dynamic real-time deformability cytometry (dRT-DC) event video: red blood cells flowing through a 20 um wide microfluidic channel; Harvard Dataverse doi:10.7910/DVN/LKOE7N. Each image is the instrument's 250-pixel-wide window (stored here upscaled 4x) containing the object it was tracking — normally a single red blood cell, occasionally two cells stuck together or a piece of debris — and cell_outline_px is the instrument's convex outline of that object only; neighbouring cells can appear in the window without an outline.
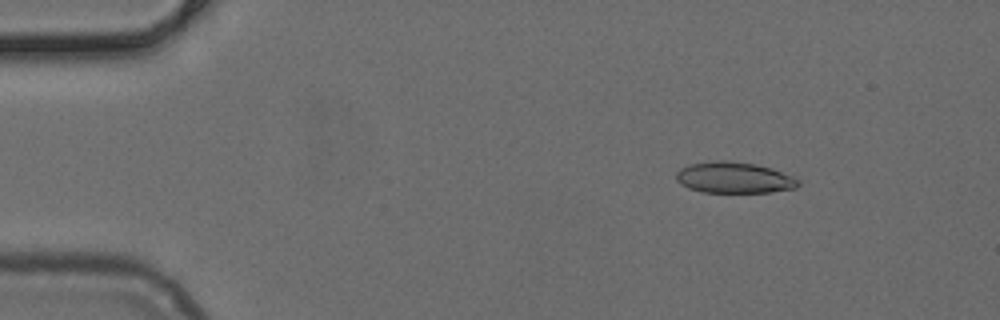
{"species": "common noctule bat (a hibernating species)", "species_latin": "Nyctalus noctula", "temperature_condition": "cold", "stored_images_in_passage": 49, "camera_frame_rate_fps": 3000, "um_per_image_px": 0.085, "animal": {"sex": "female", "body_mass_g": 24.6, "forearm_length_mm": 56.2}, "frame": {"image": 1, "passage_image": 6, "time_ms": 1.667, "image_size_px": [1000, 320], "cell_outline_px": [[800, 184], [796, 188], [772, 192], [704, 192], [688, 188], [680, 184], [676, 180], [676, 172], [680, 168], [692, 164], [716, 160], [728, 160], [756, 164], [772, 168], [796, 176], [800, 180]], "centroid_in_image_um": [62.45, 15.09], "position_along_channel_um": 22.6, "area_um2": 22.43}}
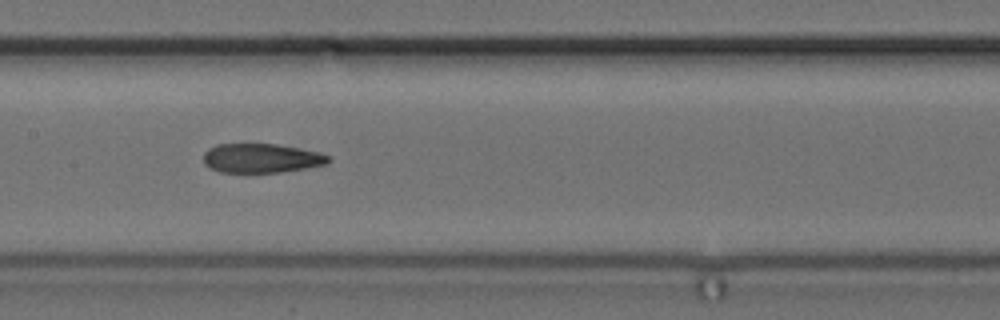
{"frame": {"image": 2, "passage_image": 24, "time_ms": 7.667, "image_size_px": [1000, 320], "cell_outline_px": [[332, 160], [328, 164], [280, 172], [220, 172], [208, 168], [204, 164], [204, 152], [208, 148], [216, 144], [276, 144], [316, 152], [332, 156]], "centroid_in_image_um": [22.19, 13.45], "position_along_channel_um": 185.2, "area_um2": 21.27}}
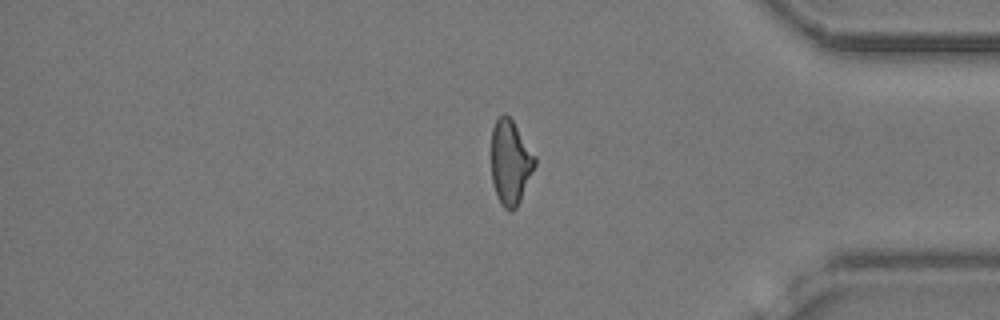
{"frame": {"image": 3, "passage_image": 41, "time_ms": 13.333, "image_size_px": [1000, 320], "cell_outline_px": [[536, 164], [520, 200], [516, 208], [512, 212], [508, 212], [500, 204], [496, 196], [492, 180], [492, 128], [496, 120], [504, 112], [512, 120], [536, 156]], "centroid_in_image_um": [43.38, 13.82], "position_along_channel_um": 391.8, "area_um2": 21.44}}